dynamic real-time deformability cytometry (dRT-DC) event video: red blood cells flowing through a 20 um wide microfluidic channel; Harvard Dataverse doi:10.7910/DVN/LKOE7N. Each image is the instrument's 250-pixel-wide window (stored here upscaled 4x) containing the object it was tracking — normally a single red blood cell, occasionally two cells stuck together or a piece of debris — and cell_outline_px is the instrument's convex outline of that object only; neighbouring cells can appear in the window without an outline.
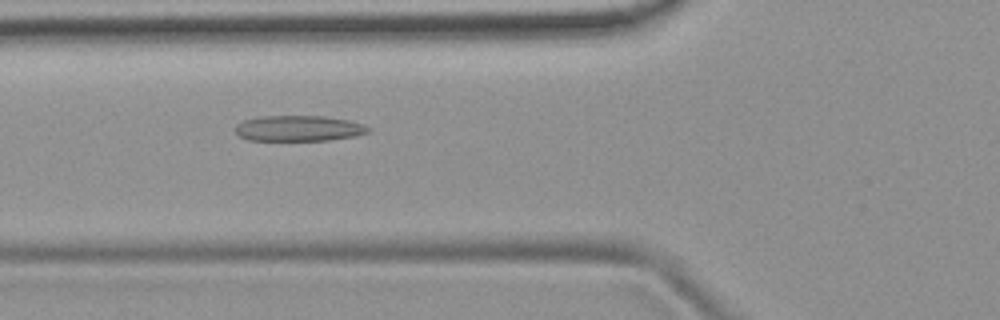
{"species": "common noctule bat (a hibernating species)", "species_latin": "Nyctalus noctula", "temperature_condition": "room temperature", "stored_images_in_passage": 51, "camera_frame_rate_fps": 3000, "um_per_image_px": 0.085, "animal": {"sex": "female", "body_mass_g": 19.9}, "frame": {"image": 1, "passage_image": 19, "time_ms": 6.0, "image_size_px": [1000, 320], "cell_outline_px": [[372, 128], [368, 132], [356, 136], [328, 140], [248, 140], [240, 136], [236, 132], [236, 124], [244, 120], [260, 116], [324, 116], [348, 120]], "centroid_in_image_um": [25.38, 10.91], "position_along_channel_um": 100.4, "area_um2": 19.77}}
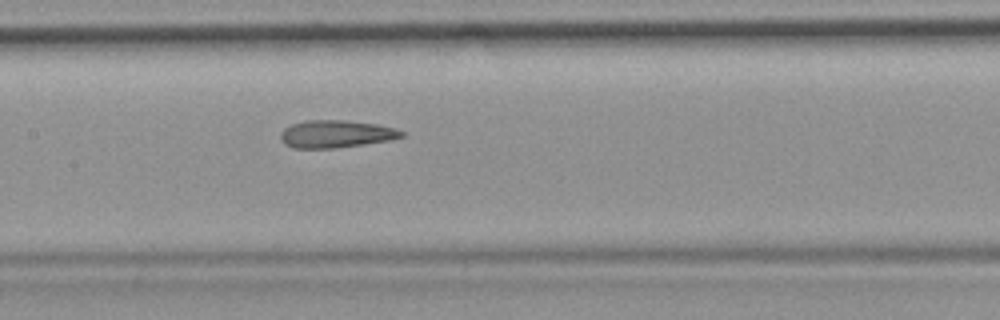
{"frame": {"image": 2, "passage_image": 25, "time_ms": 8.0, "image_size_px": [1000, 320], "cell_outline_px": [[404, 136], [392, 140], [336, 148], [296, 148], [284, 144], [280, 140], [280, 132], [284, 128], [292, 124], [308, 120], [344, 120], [376, 124], [396, 128], [404, 132]], "centroid_in_image_um": [28.56, 11.39], "position_along_channel_um": 178.8, "area_um2": 19.48}}
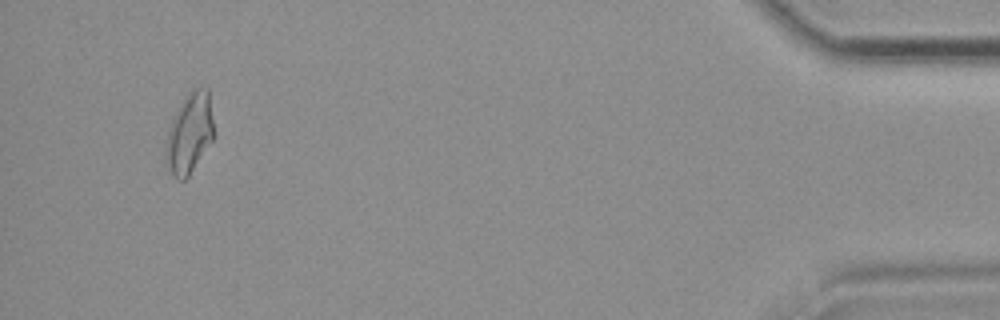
{"frame": {"image": 3, "passage_image": 49, "time_ms": 16.0, "image_size_px": [1000, 320], "cell_outline_px": [[216, 136], [188, 176], [184, 180], [176, 180], [172, 176], [164, 156], [164, 148], [168, 128], [184, 96], [192, 88], [208, 88]], "centroid_in_image_um": [16.11, 11.33], "position_along_channel_um": 419.1, "area_um2": 22.95}, "authors_computed_cell_mechanics": {"area_um2": 20.5768, "velocity_mm_per_s": 3.9057, "shape_relaxation_time_tau1_ms": null, "shape_relaxation_time_tau2_ms": 2.6629, "deformation_change_tau1": null, "deformation_change_tau2": 0.1242}}